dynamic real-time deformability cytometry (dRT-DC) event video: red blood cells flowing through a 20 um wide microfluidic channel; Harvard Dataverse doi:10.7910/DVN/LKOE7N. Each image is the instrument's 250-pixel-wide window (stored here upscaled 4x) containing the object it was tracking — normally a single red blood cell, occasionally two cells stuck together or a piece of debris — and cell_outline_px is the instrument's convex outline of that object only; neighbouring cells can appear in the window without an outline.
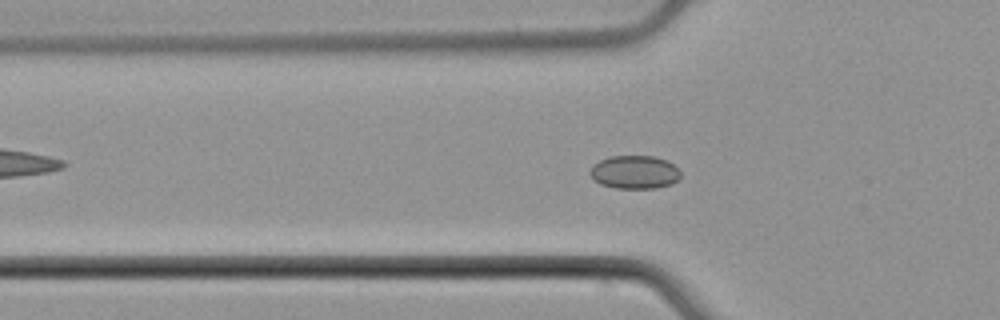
{"species": "common noctule bat (a hibernating species)", "species_latin": "Nyctalus noctula", "temperature_condition": "cold", "stored_images_in_passage": 54, "camera_frame_rate_fps": 3000, "um_per_image_px": 0.085, "animal": {"sex": "male", "body_mass_g": 21.5, "forearm_length_mm": 52.0}, "frame": {"image": 1, "passage_image": 18, "time_ms": 5.667, "image_size_px": [1000, 320], "cell_outline_px": [[680, 176], [672, 184], [656, 188], [616, 188], [600, 184], [592, 180], [588, 172], [600, 160], [612, 156], [656, 156], [668, 160], [680, 172]], "centroid_in_image_um": [53.93, 14.63], "position_along_channel_um": 71.9, "area_um2": 17.57}}
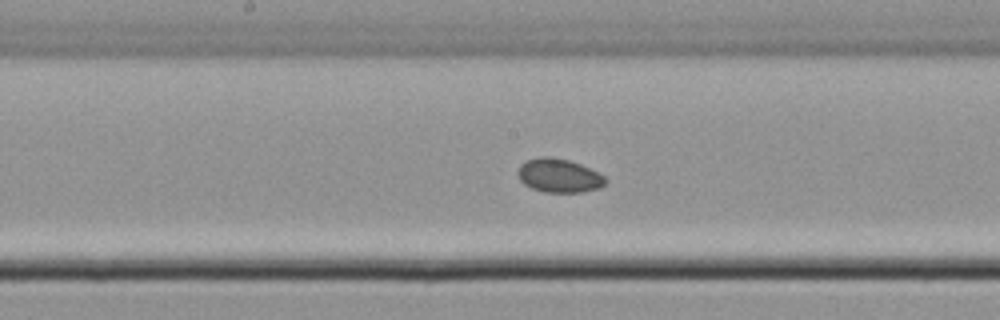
{"frame": {"image": 2, "passage_image": 28, "time_ms": 9.0, "image_size_px": [1000, 320], "cell_outline_px": [[608, 180], [600, 188], [580, 192], [544, 192], [532, 188], [524, 184], [520, 180], [516, 172], [520, 164], [528, 160], [540, 156], [548, 156], [568, 160], [580, 164], [604, 176]], "centroid_in_image_um": [47.48, 14.93], "position_along_channel_um": 200.7, "area_um2": 17.17}}
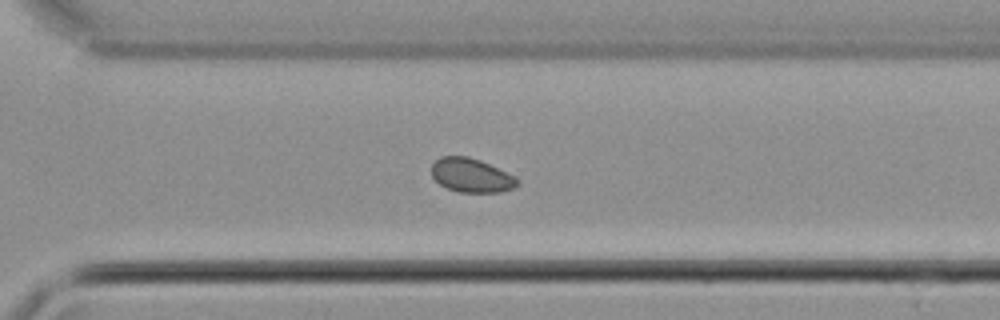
{"frame": {"image": 3, "passage_image": 38, "time_ms": 12.333, "image_size_px": [1000, 320], "cell_outline_px": [[520, 184], [512, 188], [500, 192], [460, 192], [448, 188], [440, 184], [432, 176], [432, 164], [440, 156], [468, 156], [480, 160], [520, 180]], "centroid_in_image_um": [40.04, 14.9], "position_along_channel_um": 330.6, "area_um2": 16.7}}